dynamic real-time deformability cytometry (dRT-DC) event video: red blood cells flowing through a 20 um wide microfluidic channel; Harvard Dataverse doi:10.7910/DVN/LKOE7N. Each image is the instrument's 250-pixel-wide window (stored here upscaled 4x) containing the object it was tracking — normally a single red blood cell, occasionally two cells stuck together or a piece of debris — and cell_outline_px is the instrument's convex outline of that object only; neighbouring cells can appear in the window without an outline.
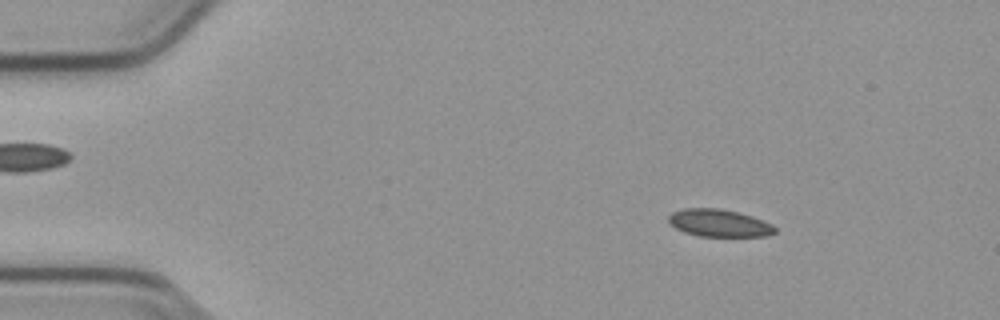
{"species": "common noctule bat (a hibernating species)", "species_latin": "Nyctalus noctula", "temperature_condition": "cold", "stored_images_in_passage": 52, "camera_frame_rate_fps": 3000, "um_per_image_px": 0.085, "animal": {"sex": "male", "body_mass_g": 23.1, "forearm_length_mm": 52.7}, "frame": {"image": 1, "passage_image": 6, "time_ms": 1.667, "image_size_px": [1000, 320], "cell_outline_px": [[776, 232], [768, 236], [700, 236], [684, 232], [676, 228], [668, 220], [668, 216], [672, 212], [684, 208], [720, 208], [740, 212], [752, 216], [772, 224], [776, 228]], "centroid_in_image_um": [61.14, 18.95], "position_along_channel_um": 23.9, "area_um2": 17.05}}
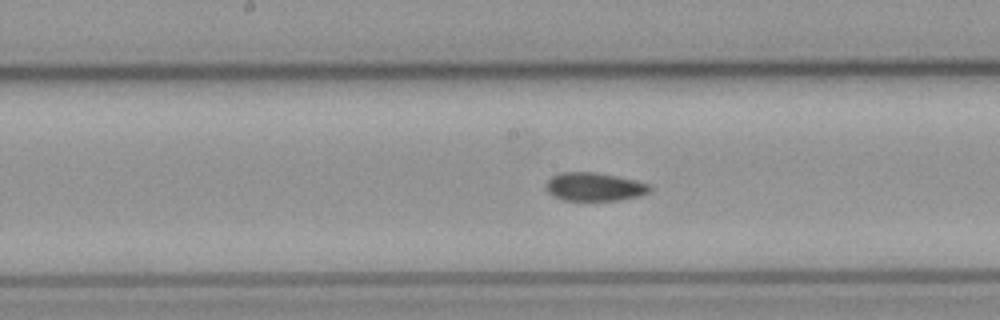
{"frame": {"image": 2, "passage_image": 26, "time_ms": 8.333, "image_size_px": [1000, 320], "cell_outline_px": [[652, 188], [648, 192], [640, 196], [620, 200], [564, 200], [548, 192], [548, 180], [552, 176], [560, 172], [596, 172], [632, 180], [648, 184]], "centroid_in_image_um": [50.53, 15.88], "position_along_channel_um": 197.7, "area_um2": 16.76}}
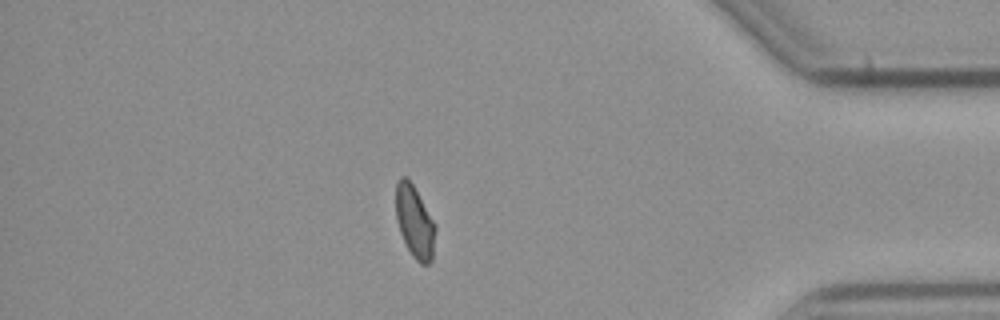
{"frame": {"image": 3, "passage_image": 45, "time_ms": 14.667, "image_size_px": [1000, 320], "cell_outline_px": [[436, 228], [432, 260], [428, 264], [420, 264], [412, 256], [400, 232], [396, 220], [396, 184], [400, 176], [408, 176], [436, 224]], "centroid_in_image_um": [35.25, 18.83], "position_along_channel_um": 399.9, "area_um2": 16.76}, "authors_computed_cell_mechanics": {"area_um2": 17.2822, "velocity_mm_per_s": 3.7891, "shape_relaxation_time_tau1_ms": null, "shape_relaxation_time_tau2_ms": 2.6207, "deformation_change_tau1": null, "deformation_change_tau2": 0.0499}}